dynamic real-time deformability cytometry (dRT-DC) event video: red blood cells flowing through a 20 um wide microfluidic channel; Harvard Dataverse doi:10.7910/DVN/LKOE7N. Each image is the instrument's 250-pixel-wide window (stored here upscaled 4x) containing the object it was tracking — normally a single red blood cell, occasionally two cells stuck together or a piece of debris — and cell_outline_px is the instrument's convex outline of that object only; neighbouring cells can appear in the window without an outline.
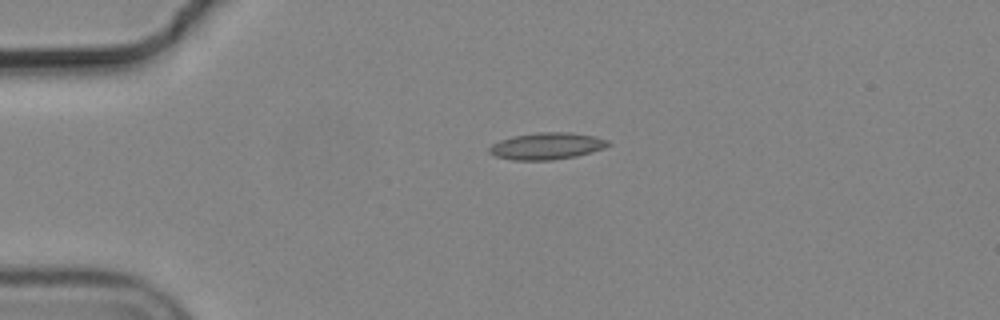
{"species": "common noctule bat (a hibernating species)", "species_latin": "Nyctalus noctula", "temperature_condition": "cold", "stored_images_in_passage": 44, "camera_frame_rate_fps": 3000, "um_per_image_px": 0.085, "animal": {"sex": "male", "body_mass_g": 19.2, "forearm_length_mm": 51.8}, "frame": {"image": 1, "passage_image": 1, "time_ms": 0.0, "image_size_px": [1000, 320], "cell_outline_px": [[612, 144], [604, 148], [592, 152], [576, 156], [552, 160], [512, 160], [496, 156], [488, 152], [488, 148], [492, 144], [500, 140], [512, 136], [536, 132], [572, 132], [596, 136], [608, 140]], "centroid_in_image_um": [46.49, 12.4], "position_along_channel_um": 38.5, "area_um2": 18.79}}
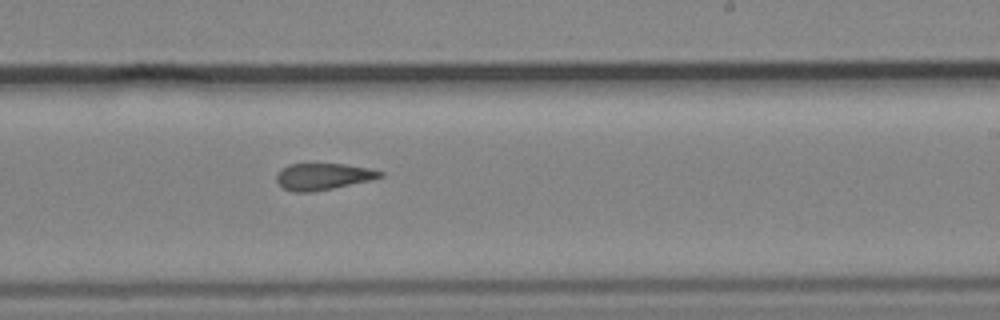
{"frame": {"image": 2, "passage_image": 22, "time_ms": 7.0, "image_size_px": [1000, 320], "cell_outline_px": [[384, 176], [372, 180], [312, 192], [292, 192], [284, 188], [276, 180], [276, 172], [280, 168], [288, 164], [344, 164], [372, 168], [384, 172]], "centroid_in_image_um": [27.47, 14.99], "position_along_channel_um": 261.5, "area_um2": 16.24}}
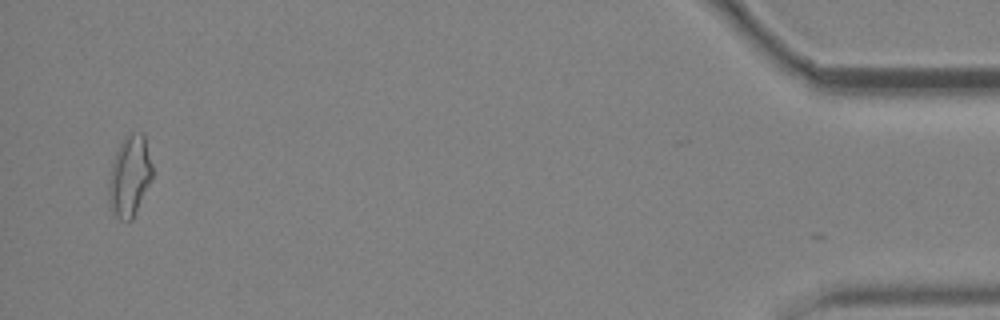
{"frame": {"image": 3, "passage_image": 42, "time_ms": 13.667, "image_size_px": [1000, 320], "cell_outline_px": [[152, 180], [132, 220], [120, 220], [112, 212], [108, 200], [108, 184], [112, 160], [124, 136], [132, 132], [144, 132], [152, 164]], "centroid_in_image_um": [11.02, 14.95], "position_along_channel_um": 424.2, "area_um2": 20.87}, "authors_computed_cell_mechanics": {"area_um2": 16.9354, "velocity_mm_per_s": 3.6908, "shape_relaxation_time_tau1_ms": null, "shape_relaxation_time_tau2_ms": 4.2342, "deformation_change_tau1": null, "deformation_change_tau2": 0.1264}}